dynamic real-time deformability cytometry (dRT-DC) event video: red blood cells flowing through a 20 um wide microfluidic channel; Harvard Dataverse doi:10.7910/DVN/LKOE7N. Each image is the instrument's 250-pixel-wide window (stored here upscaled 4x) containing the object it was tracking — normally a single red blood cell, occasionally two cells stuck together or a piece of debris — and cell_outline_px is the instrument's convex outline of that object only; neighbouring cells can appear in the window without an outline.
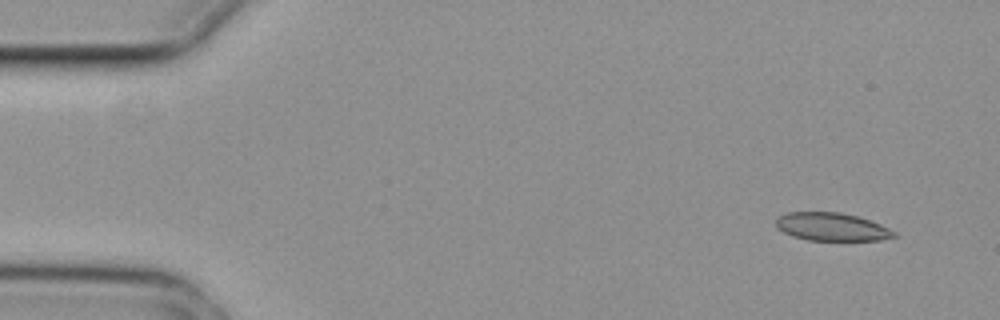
{"species": "common noctule bat (a hibernating species)", "species_latin": "Nyctalus noctula", "temperature_condition": "cold", "stored_images_in_passage": 5, "camera_frame_rate_fps": 3000, "um_per_image_px": 0.085, "animal": {"sex": "female", "body_mass_g": 29.2, "forearm_length_mm": 56.3}, "frame": {"image": 1, "passage_image": 1, "time_ms": 0.0, "image_size_px": [1000, 320], "cell_outline_px": [[896, 236], [880, 240], [808, 240], [792, 236], [776, 228], [776, 220], [780, 216], [788, 212], [840, 212], [856, 216], [880, 224], [896, 232]], "centroid_in_image_um": [70.68, 19.28], "position_along_channel_um": 14.3, "area_um2": 19.13}}
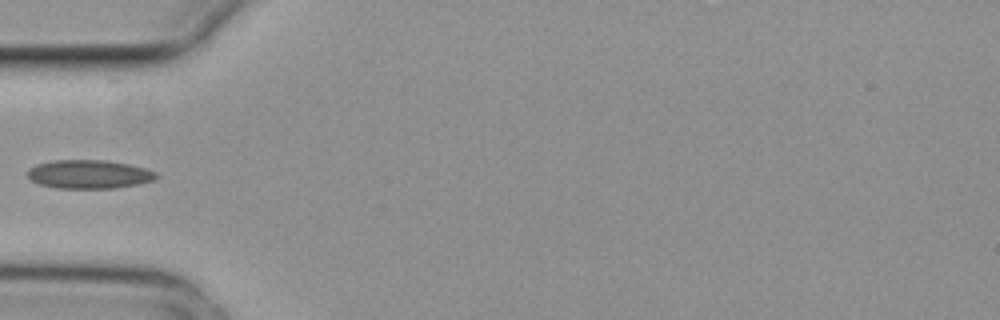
{"frame": {"image": 2, "passage_image": 4, "time_ms": 1.0, "image_size_px": [1000, 320], "cell_outline_px": [[160, 176], [156, 180], [140, 184], [116, 188], [56, 188], [40, 184], [32, 180], [28, 176], [28, 168], [36, 164], [52, 160], [104, 160], [128, 164], [144, 168], [156, 172]], "centroid_in_image_um": [7.6, 14.81], "position_along_channel_um": 77.4, "area_um2": 21.62}}
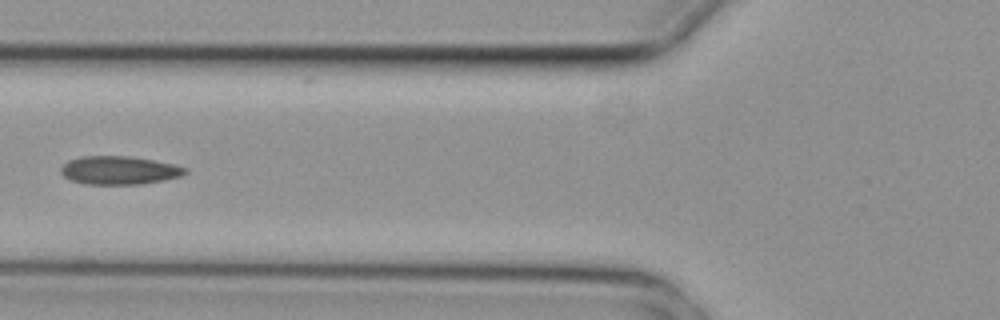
{"frame": {"image": 3, "passage_image": 5, "time_ms": 1.333, "image_size_px": [1000, 320], "cell_outline_px": [[188, 172], [184, 176], [144, 184], [84, 184], [72, 180], [64, 176], [60, 172], [60, 168], [68, 160], [80, 156], [128, 156], [152, 160], [172, 164], [188, 168]], "centroid_in_image_um": [10.15, 14.48], "position_along_channel_um": 115.7, "area_um2": 20.63}}